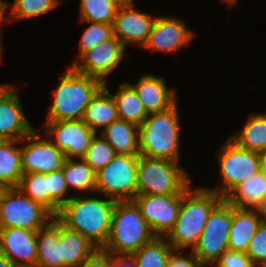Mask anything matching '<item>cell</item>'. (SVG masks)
Returning <instances> with one entry per match:
<instances>
[{
  "label": "cell",
  "mask_w": 266,
  "mask_h": 267,
  "mask_svg": "<svg viewBox=\"0 0 266 267\" xmlns=\"http://www.w3.org/2000/svg\"><path fill=\"white\" fill-rule=\"evenodd\" d=\"M72 196L55 216L67 228L78 231L96 248H103L108 241L116 201Z\"/></svg>",
  "instance_id": "obj_1"
},
{
  "label": "cell",
  "mask_w": 266,
  "mask_h": 267,
  "mask_svg": "<svg viewBox=\"0 0 266 267\" xmlns=\"http://www.w3.org/2000/svg\"><path fill=\"white\" fill-rule=\"evenodd\" d=\"M183 192L181 206L173 229L165 237L174 250L195 247L212 209L223 199L209 188L191 189Z\"/></svg>",
  "instance_id": "obj_2"
},
{
  "label": "cell",
  "mask_w": 266,
  "mask_h": 267,
  "mask_svg": "<svg viewBox=\"0 0 266 267\" xmlns=\"http://www.w3.org/2000/svg\"><path fill=\"white\" fill-rule=\"evenodd\" d=\"M103 86L98 78L80 74L70 67L53 90L46 121L83 120L87 106Z\"/></svg>",
  "instance_id": "obj_3"
},
{
  "label": "cell",
  "mask_w": 266,
  "mask_h": 267,
  "mask_svg": "<svg viewBox=\"0 0 266 267\" xmlns=\"http://www.w3.org/2000/svg\"><path fill=\"white\" fill-rule=\"evenodd\" d=\"M177 104L171 109L148 114L139 126V155L178 162L180 123Z\"/></svg>",
  "instance_id": "obj_4"
},
{
  "label": "cell",
  "mask_w": 266,
  "mask_h": 267,
  "mask_svg": "<svg viewBox=\"0 0 266 267\" xmlns=\"http://www.w3.org/2000/svg\"><path fill=\"white\" fill-rule=\"evenodd\" d=\"M155 237L133 201H116L110 235L102 249L112 255H132Z\"/></svg>",
  "instance_id": "obj_5"
},
{
  "label": "cell",
  "mask_w": 266,
  "mask_h": 267,
  "mask_svg": "<svg viewBox=\"0 0 266 267\" xmlns=\"http://www.w3.org/2000/svg\"><path fill=\"white\" fill-rule=\"evenodd\" d=\"M178 163L139 155L137 194H183L191 180Z\"/></svg>",
  "instance_id": "obj_6"
},
{
  "label": "cell",
  "mask_w": 266,
  "mask_h": 267,
  "mask_svg": "<svg viewBox=\"0 0 266 267\" xmlns=\"http://www.w3.org/2000/svg\"><path fill=\"white\" fill-rule=\"evenodd\" d=\"M139 155L117 154L96 172V193L115 201H132L137 196Z\"/></svg>",
  "instance_id": "obj_7"
},
{
  "label": "cell",
  "mask_w": 266,
  "mask_h": 267,
  "mask_svg": "<svg viewBox=\"0 0 266 267\" xmlns=\"http://www.w3.org/2000/svg\"><path fill=\"white\" fill-rule=\"evenodd\" d=\"M233 218V205L223 198L210 212L198 243L191 252L204 266L212 264L229 250L228 240Z\"/></svg>",
  "instance_id": "obj_8"
},
{
  "label": "cell",
  "mask_w": 266,
  "mask_h": 267,
  "mask_svg": "<svg viewBox=\"0 0 266 267\" xmlns=\"http://www.w3.org/2000/svg\"><path fill=\"white\" fill-rule=\"evenodd\" d=\"M55 216L17 187L9 188L0 203V228L38 231Z\"/></svg>",
  "instance_id": "obj_9"
},
{
  "label": "cell",
  "mask_w": 266,
  "mask_h": 267,
  "mask_svg": "<svg viewBox=\"0 0 266 267\" xmlns=\"http://www.w3.org/2000/svg\"><path fill=\"white\" fill-rule=\"evenodd\" d=\"M218 155L222 184L209 190L222 198L260 172L258 152L242 149L230 139L223 144Z\"/></svg>",
  "instance_id": "obj_10"
},
{
  "label": "cell",
  "mask_w": 266,
  "mask_h": 267,
  "mask_svg": "<svg viewBox=\"0 0 266 267\" xmlns=\"http://www.w3.org/2000/svg\"><path fill=\"white\" fill-rule=\"evenodd\" d=\"M182 194H137L132 200L156 237H166L173 229L181 206Z\"/></svg>",
  "instance_id": "obj_11"
},
{
  "label": "cell",
  "mask_w": 266,
  "mask_h": 267,
  "mask_svg": "<svg viewBox=\"0 0 266 267\" xmlns=\"http://www.w3.org/2000/svg\"><path fill=\"white\" fill-rule=\"evenodd\" d=\"M24 141H28L21 147V168L24 174H47L63 168L66 156L48 137L40 136L34 129L21 140Z\"/></svg>",
  "instance_id": "obj_12"
},
{
  "label": "cell",
  "mask_w": 266,
  "mask_h": 267,
  "mask_svg": "<svg viewBox=\"0 0 266 267\" xmlns=\"http://www.w3.org/2000/svg\"><path fill=\"white\" fill-rule=\"evenodd\" d=\"M44 125L47 137L66 159L83 158L97 135L83 120L46 121Z\"/></svg>",
  "instance_id": "obj_13"
},
{
  "label": "cell",
  "mask_w": 266,
  "mask_h": 267,
  "mask_svg": "<svg viewBox=\"0 0 266 267\" xmlns=\"http://www.w3.org/2000/svg\"><path fill=\"white\" fill-rule=\"evenodd\" d=\"M126 47L116 38L99 43L85 52L71 67L78 73L107 82V76L121 63Z\"/></svg>",
  "instance_id": "obj_14"
},
{
  "label": "cell",
  "mask_w": 266,
  "mask_h": 267,
  "mask_svg": "<svg viewBox=\"0 0 266 267\" xmlns=\"http://www.w3.org/2000/svg\"><path fill=\"white\" fill-rule=\"evenodd\" d=\"M194 36V32L177 17L156 16L148 41L143 48L155 52L177 53Z\"/></svg>",
  "instance_id": "obj_15"
},
{
  "label": "cell",
  "mask_w": 266,
  "mask_h": 267,
  "mask_svg": "<svg viewBox=\"0 0 266 267\" xmlns=\"http://www.w3.org/2000/svg\"><path fill=\"white\" fill-rule=\"evenodd\" d=\"M18 92L10 84L0 90V140H22L34 130L22 111Z\"/></svg>",
  "instance_id": "obj_16"
},
{
  "label": "cell",
  "mask_w": 266,
  "mask_h": 267,
  "mask_svg": "<svg viewBox=\"0 0 266 267\" xmlns=\"http://www.w3.org/2000/svg\"><path fill=\"white\" fill-rule=\"evenodd\" d=\"M134 3L120 5L113 20L114 36L125 46L136 44L143 47L149 38L156 17L134 9Z\"/></svg>",
  "instance_id": "obj_17"
},
{
  "label": "cell",
  "mask_w": 266,
  "mask_h": 267,
  "mask_svg": "<svg viewBox=\"0 0 266 267\" xmlns=\"http://www.w3.org/2000/svg\"><path fill=\"white\" fill-rule=\"evenodd\" d=\"M37 231L0 228V252L20 267H36Z\"/></svg>",
  "instance_id": "obj_18"
},
{
  "label": "cell",
  "mask_w": 266,
  "mask_h": 267,
  "mask_svg": "<svg viewBox=\"0 0 266 267\" xmlns=\"http://www.w3.org/2000/svg\"><path fill=\"white\" fill-rule=\"evenodd\" d=\"M130 85L136 91L147 114L164 112L178 104L175 89L166 86L164 77L142 74L136 84Z\"/></svg>",
  "instance_id": "obj_19"
},
{
  "label": "cell",
  "mask_w": 266,
  "mask_h": 267,
  "mask_svg": "<svg viewBox=\"0 0 266 267\" xmlns=\"http://www.w3.org/2000/svg\"><path fill=\"white\" fill-rule=\"evenodd\" d=\"M60 221L54 217L36 233V267H67L61 259Z\"/></svg>",
  "instance_id": "obj_20"
},
{
  "label": "cell",
  "mask_w": 266,
  "mask_h": 267,
  "mask_svg": "<svg viewBox=\"0 0 266 267\" xmlns=\"http://www.w3.org/2000/svg\"><path fill=\"white\" fill-rule=\"evenodd\" d=\"M260 225L261 220L255 209L233 206V218L228 240L229 250L246 253L249 242Z\"/></svg>",
  "instance_id": "obj_21"
},
{
  "label": "cell",
  "mask_w": 266,
  "mask_h": 267,
  "mask_svg": "<svg viewBox=\"0 0 266 267\" xmlns=\"http://www.w3.org/2000/svg\"><path fill=\"white\" fill-rule=\"evenodd\" d=\"M118 119L116 103L106 82L87 106L83 121L97 133L99 128L104 130Z\"/></svg>",
  "instance_id": "obj_22"
},
{
  "label": "cell",
  "mask_w": 266,
  "mask_h": 267,
  "mask_svg": "<svg viewBox=\"0 0 266 267\" xmlns=\"http://www.w3.org/2000/svg\"><path fill=\"white\" fill-rule=\"evenodd\" d=\"M59 245H61V259L67 267H79L98 249L78 231L67 228L61 222Z\"/></svg>",
  "instance_id": "obj_23"
},
{
  "label": "cell",
  "mask_w": 266,
  "mask_h": 267,
  "mask_svg": "<svg viewBox=\"0 0 266 267\" xmlns=\"http://www.w3.org/2000/svg\"><path fill=\"white\" fill-rule=\"evenodd\" d=\"M101 136L116 154L139 155V126L118 119L102 130Z\"/></svg>",
  "instance_id": "obj_24"
},
{
  "label": "cell",
  "mask_w": 266,
  "mask_h": 267,
  "mask_svg": "<svg viewBox=\"0 0 266 267\" xmlns=\"http://www.w3.org/2000/svg\"><path fill=\"white\" fill-rule=\"evenodd\" d=\"M238 147L260 152L266 149V113L249 116L240 131L230 138Z\"/></svg>",
  "instance_id": "obj_25"
},
{
  "label": "cell",
  "mask_w": 266,
  "mask_h": 267,
  "mask_svg": "<svg viewBox=\"0 0 266 267\" xmlns=\"http://www.w3.org/2000/svg\"><path fill=\"white\" fill-rule=\"evenodd\" d=\"M21 140H0V182L9 188L18 187L24 174L21 168Z\"/></svg>",
  "instance_id": "obj_26"
},
{
  "label": "cell",
  "mask_w": 266,
  "mask_h": 267,
  "mask_svg": "<svg viewBox=\"0 0 266 267\" xmlns=\"http://www.w3.org/2000/svg\"><path fill=\"white\" fill-rule=\"evenodd\" d=\"M112 96L115 100L117 114L120 120H125L140 126L148 116L143 103L129 82L120 84L117 93L112 94Z\"/></svg>",
  "instance_id": "obj_27"
},
{
  "label": "cell",
  "mask_w": 266,
  "mask_h": 267,
  "mask_svg": "<svg viewBox=\"0 0 266 267\" xmlns=\"http://www.w3.org/2000/svg\"><path fill=\"white\" fill-rule=\"evenodd\" d=\"M266 192V175L257 173L234 188L225 199L237 208L254 209Z\"/></svg>",
  "instance_id": "obj_28"
},
{
  "label": "cell",
  "mask_w": 266,
  "mask_h": 267,
  "mask_svg": "<svg viewBox=\"0 0 266 267\" xmlns=\"http://www.w3.org/2000/svg\"><path fill=\"white\" fill-rule=\"evenodd\" d=\"M78 160L80 161L68 158L63 165L62 171L68 188L96 193V172L83 158Z\"/></svg>",
  "instance_id": "obj_29"
},
{
  "label": "cell",
  "mask_w": 266,
  "mask_h": 267,
  "mask_svg": "<svg viewBox=\"0 0 266 267\" xmlns=\"http://www.w3.org/2000/svg\"><path fill=\"white\" fill-rule=\"evenodd\" d=\"M17 188L33 201L48 209L54 216L60 211V207L49 197L47 174H23Z\"/></svg>",
  "instance_id": "obj_30"
},
{
  "label": "cell",
  "mask_w": 266,
  "mask_h": 267,
  "mask_svg": "<svg viewBox=\"0 0 266 267\" xmlns=\"http://www.w3.org/2000/svg\"><path fill=\"white\" fill-rule=\"evenodd\" d=\"M174 248L165 237H155L132 254L137 267H167V261Z\"/></svg>",
  "instance_id": "obj_31"
},
{
  "label": "cell",
  "mask_w": 266,
  "mask_h": 267,
  "mask_svg": "<svg viewBox=\"0 0 266 267\" xmlns=\"http://www.w3.org/2000/svg\"><path fill=\"white\" fill-rule=\"evenodd\" d=\"M119 6L114 0H81L79 18L85 23L112 24Z\"/></svg>",
  "instance_id": "obj_32"
},
{
  "label": "cell",
  "mask_w": 266,
  "mask_h": 267,
  "mask_svg": "<svg viewBox=\"0 0 266 267\" xmlns=\"http://www.w3.org/2000/svg\"><path fill=\"white\" fill-rule=\"evenodd\" d=\"M60 3L58 0H14L10 6L6 2V12L10 7L8 21L35 18L51 11Z\"/></svg>",
  "instance_id": "obj_33"
},
{
  "label": "cell",
  "mask_w": 266,
  "mask_h": 267,
  "mask_svg": "<svg viewBox=\"0 0 266 267\" xmlns=\"http://www.w3.org/2000/svg\"><path fill=\"white\" fill-rule=\"evenodd\" d=\"M82 34L81 40L79 42V55L74 63L87 51L92 50L99 43L113 39L114 31L112 24L99 23V22H90Z\"/></svg>",
  "instance_id": "obj_34"
},
{
  "label": "cell",
  "mask_w": 266,
  "mask_h": 267,
  "mask_svg": "<svg viewBox=\"0 0 266 267\" xmlns=\"http://www.w3.org/2000/svg\"><path fill=\"white\" fill-rule=\"evenodd\" d=\"M116 155L113 147L102 136L96 135L83 159L95 172H98Z\"/></svg>",
  "instance_id": "obj_35"
},
{
  "label": "cell",
  "mask_w": 266,
  "mask_h": 267,
  "mask_svg": "<svg viewBox=\"0 0 266 267\" xmlns=\"http://www.w3.org/2000/svg\"><path fill=\"white\" fill-rule=\"evenodd\" d=\"M246 254L256 267H266V224L261 223L249 242ZM259 265V266H258Z\"/></svg>",
  "instance_id": "obj_36"
},
{
  "label": "cell",
  "mask_w": 266,
  "mask_h": 267,
  "mask_svg": "<svg viewBox=\"0 0 266 267\" xmlns=\"http://www.w3.org/2000/svg\"><path fill=\"white\" fill-rule=\"evenodd\" d=\"M47 185L49 197L61 208L70 198H65L68 194V186L63 175V171L47 173Z\"/></svg>",
  "instance_id": "obj_37"
},
{
  "label": "cell",
  "mask_w": 266,
  "mask_h": 267,
  "mask_svg": "<svg viewBox=\"0 0 266 267\" xmlns=\"http://www.w3.org/2000/svg\"><path fill=\"white\" fill-rule=\"evenodd\" d=\"M214 265L216 267H256L252 259L245 252L227 250L219 256Z\"/></svg>",
  "instance_id": "obj_38"
},
{
  "label": "cell",
  "mask_w": 266,
  "mask_h": 267,
  "mask_svg": "<svg viewBox=\"0 0 266 267\" xmlns=\"http://www.w3.org/2000/svg\"><path fill=\"white\" fill-rule=\"evenodd\" d=\"M181 253L183 251L173 250L168 258L167 267H205L192 252L188 255L189 257Z\"/></svg>",
  "instance_id": "obj_39"
},
{
  "label": "cell",
  "mask_w": 266,
  "mask_h": 267,
  "mask_svg": "<svg viewBox=\"0 0 266 267\" xmlns=\"http://www.w3.org/2000/svg\"><path fill=\"white\" fill-rule=\"evenodd\" d=\"M111 262L112 254L98 248L79 267H109Z\"/></svg>",
  "instance_id": "obj_40"
},
{
  "label": "cell",
  "mask_w": 266,
  "mask_h": 267,
  "mask_svg": "<svg viewBox=\"0 0 266 267\" xmlns=\"http://www.w3.org/2000/svg\"><path fill=\"white\" fill-rule=\"evenodd\" d=\"M109 267H137V263L133 255H112Z\"/></svg>",
  "instance_id": "obj_41"
},
{
  "label": "cell",
  "mask_w": 266,
  "mask_h": 267,
  "mask_svg": "<svg viewBox=\"0 0 266 267\" xmlns=\"http://www.w3.org/2000/svg\"><path fill=\"white\" fill-rule=\"evenodd\" d=\"M254 209L257 212V215L261 220V223L266 224V192L264 193V196L261 198L260 203Z\"/></svg>",
  "instance_id": "obj_42"
},
{
  "label": "cell",
  "mask_w": 266,
  "mask_h": 267,
  "mask_svg": "<svg viewBox=\"0 0 266 267\" xmlns=\"http://www.w3.org/2000/svg\"><path fill=\"white\" fill-rule=\"evenodd\" d=\"M260 172L266 175V149L258 152Z\"/></svg>",
  "instance_id": "obj_43"
},
{
  "label": "cell",
  "mask_w": 266,
  "mask_h": 267,
  "mask_svg": "<svg viewBox=\"0 0 266 267\" xmlns=\"http://www.w3.org/2000/svg\"><path fill=\"white\" fill-rule=\"evenodd\" d=\"M0 267H20L0 252Z\"/></svg>",
  "instance_id": "obj_44"
},
{
  "label": "cell",
  "mask_w": 266,
  "mask_h": 267,
  "mask_svg": "<svg viewBox=\"0 0 266 267\" xmlns=\"http://www.w3.org/2000/svg\"><path fill=\"white\" fill-rule=\"evenodd\" d=\"M6 12V1L0 0V22L7 19L5 16Z\"/></svg>",
  "instance_id": "obj_45"
},
{
  "label": "cell",
  "mask_w": 266,
  "mask_h": 267,
  "mask_svg": "<svg viewBox=\"0 0 266 267\" xmlns=\"http://www.w3.org/2000/svg\"><path fill=\"white\" fill-rule=\"evenodd\" d=\"M8 189L9 187L5 183L0 182V203L2 202L3 197L5 193L8 191Z\"/></svg>",
  "instance_id": "obj_46"
},
{
  "label": "cell",
  "mask_w": 266,
  "mask_h": 267,
  "mask_svg": "<svg viewBox=\"0 0 266 267\" xmlns=\"http://www.w3.org/2000/svg\"><path fill=\"white\" fill-rule=\"evenodd\" d=\"M115 2H117L119 5H128L133 3V0H114Z\"/></svg>",
  "instance_id": "obj_47"
},
{
  "label": "cell",
  "mask_w": 266,
  "mask_h": 267,
  "mask_svg": "<svg viewBox=\"0 0 266 267\" xmlns=\"http://www.w3.org/2000/svg\"><path fill=\"white\" fill-rule=\"evenodd\" d=\"M221 1H223V3L225 2L229 6H233L234 4L238 2V0H221Z\"/></svg>",
  "instance_id": "obj_48"
},
{
  "label": "cell",
  "mask_w": 266,
  "mask_h": 267,
  "mask_svg": "<svg viewBox=\"0 0 266 267\" xmlns=\"http://www.w3.org/2000/svg\"><path fill=\"white\" fill-rule=\"evenodd\" d=\"M1 51H2V33L0 31V60H1Z\"/></svg>",
  "instance_id": "obj_49"
},
{
  "label": "cell",
  "mask_w": 266,
  "mask_h": 267,
  "mask_svg": "<svg viewBox=\"0 0 266 267\" xmlns=\"http://www.w3.org/2000/svg\"><path fill=\"white\" fill-rule=\"evenodd\" d=\"M4 86H5L4 84H0V90H1Z\"/></svg>",
  "instance_id": "obj_50"
}]
</instances>
